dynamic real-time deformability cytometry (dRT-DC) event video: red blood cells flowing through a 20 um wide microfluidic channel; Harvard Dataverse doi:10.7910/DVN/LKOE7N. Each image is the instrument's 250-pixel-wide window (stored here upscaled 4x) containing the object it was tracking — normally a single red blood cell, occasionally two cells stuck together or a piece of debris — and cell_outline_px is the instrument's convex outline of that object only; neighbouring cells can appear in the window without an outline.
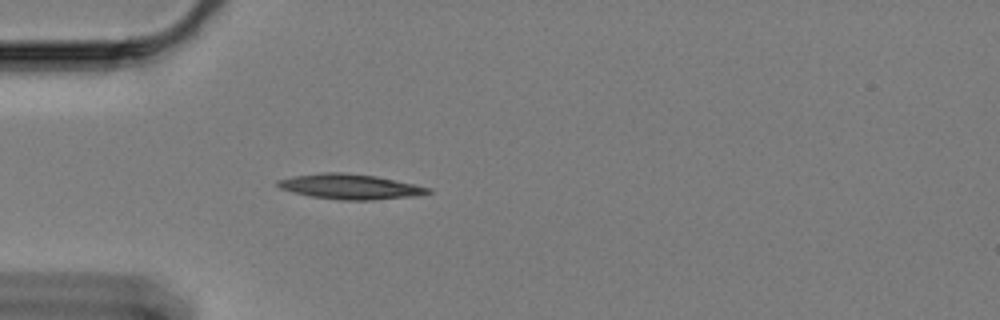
{"species": "Egyptian fruit bat (a non-hibernating species)", "species_latin": "Rousettus aegyptiacus", "temperature_condition": "cold", "stored_images_in_passage": 5, "camera_frame_rate_fps": 3000, "um_per_image_px": 0.085, "animal": {"sex": "female"}, "frame": {"image": 1, "passage_image": 1, "time_ms": 0.0, "image_size_px": [1000, 320], "cell_outline_px": [[432, 192], [416, 196], [372, 200], [340, 200], [308, 196], [292, 192], [280, 188], [276, 184], [276, 180], [292, 176], [324, 172], [344, 172], [376, 176], [432, 188]], "centroid_in_image_um": [29.74, 15.86], "position_along_channel_um": 55.3, "area_um2": 22.14}}
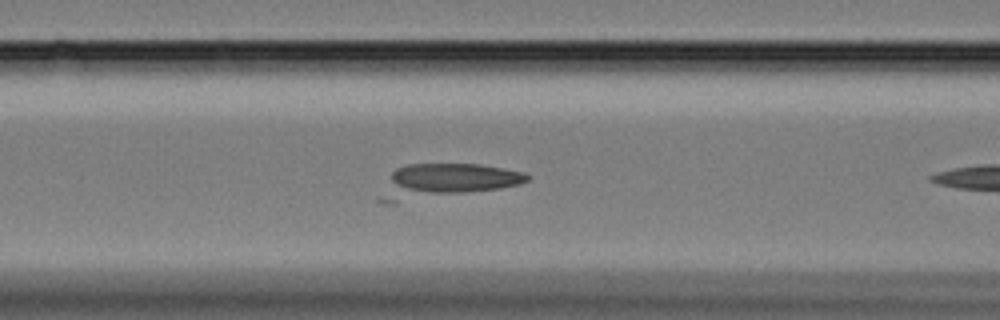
{"frame": {"image": 2, "passage_image": 4, "time_ms": 1.0, "image_size_px": [1000, 320], "cell_outline_px": [[528, 180], [520, 184], [500, 188], [396, 204], [384, 204], [376, 200], [392, 172], [396, 168], [408, 164], [480, 164], [524, 172], [528, 176]], "centroid_in_image_um": [37.81, 15.41], "position_along_channel_um": 128.8, "area_um2": 29.48}}